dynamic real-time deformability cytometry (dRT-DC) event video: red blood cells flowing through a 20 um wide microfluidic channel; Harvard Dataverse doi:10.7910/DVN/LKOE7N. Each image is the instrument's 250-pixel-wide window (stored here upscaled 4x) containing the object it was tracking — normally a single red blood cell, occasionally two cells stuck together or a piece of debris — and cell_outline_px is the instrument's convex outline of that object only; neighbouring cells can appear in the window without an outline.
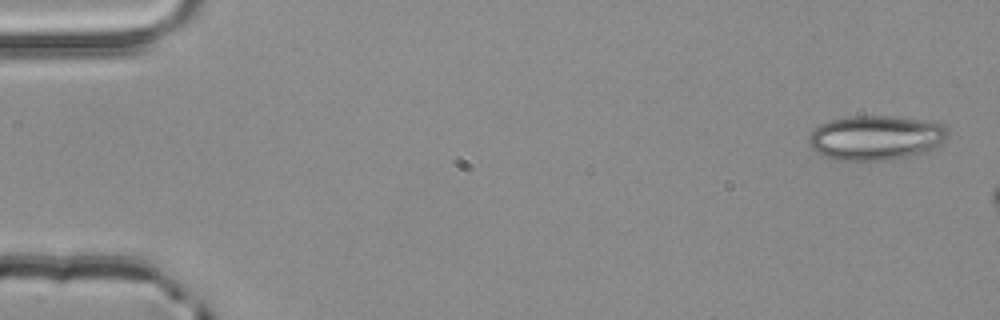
{"species": "common noctule bat (a hibernating species)", "species_latin": "Nyctalus noctula", "temperature_condition": "room temperature", "stored_images_in_passage": 3, "camera_frame_rate_fps": 3000, "um_per_image_px": 0.085, "animal": {"sex": "male", "body_mass_g": 20.4}, "frame": {"image": 1, "passage_image": 1, "time_ms": 0.0, "image_size_px": [1000, 320], "cell_outline_px": [[948, 136], [940, 144], [924, 152], [908, 156], [888, 160], [836, 160], [824, 156], [816, 152], [808, 144], [808, 136], [820, 124], [828, 120], [852, 116], [892, 116], [920, 120], [944, 124], [948, 128]], "centroid_in_image_um": [74.42, 11.7], "position_along_channel_um": 10.6, "area_um2": 36.13}}